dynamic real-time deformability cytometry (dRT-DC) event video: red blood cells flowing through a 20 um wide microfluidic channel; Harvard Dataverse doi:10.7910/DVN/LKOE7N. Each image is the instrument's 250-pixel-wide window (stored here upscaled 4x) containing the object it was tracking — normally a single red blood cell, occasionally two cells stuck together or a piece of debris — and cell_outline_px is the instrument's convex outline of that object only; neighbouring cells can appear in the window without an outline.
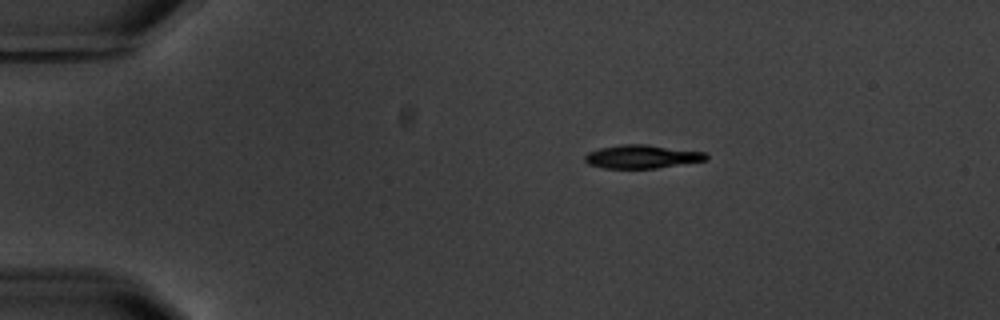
{"species": "common noctule bat (a hibernating species)", "species_latin": "Nyctalus noctula", "temperature_condition": "warm", "stored_images_in_passage": 3, "camera_frame_rate_fps": 3000, "um_per_image_px": 0.085, "animal": {"sex": "male", "body_mass_g": 20.1, "forearm_length_mm": 53.5}, "frame": {"image": 1, "passage_image": 1, "time_ms": 0.0, "image_size_px": [1000, 320], "cell_outline_px": [[708, 160], [656, 168], [604, 168], [588, 164], [584, 160], [584, 156], [588, 152], [600, 148], [624, 144], [648, 144], [704, 152], [708, 156]], "centroid_in_image_um": [54.56, 13.31], "position_along_channel_um": 30.4, "area_um2": 16.53}}